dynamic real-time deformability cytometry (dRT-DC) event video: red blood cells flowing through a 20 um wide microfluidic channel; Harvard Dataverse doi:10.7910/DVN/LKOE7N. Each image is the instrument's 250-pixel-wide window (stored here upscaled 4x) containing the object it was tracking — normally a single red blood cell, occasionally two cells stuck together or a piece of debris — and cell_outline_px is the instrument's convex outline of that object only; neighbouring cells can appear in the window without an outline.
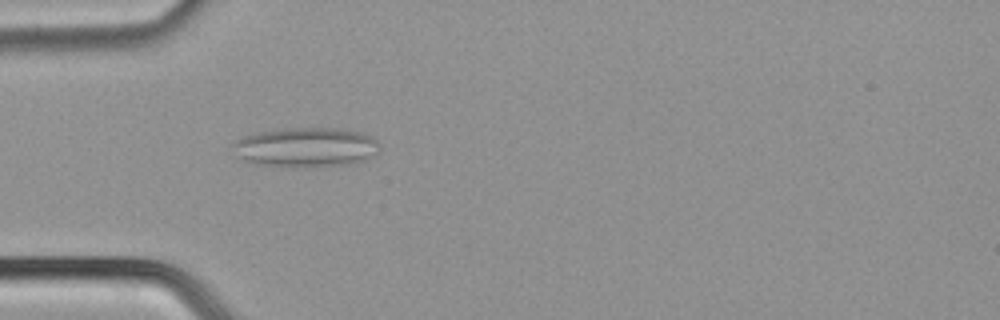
{"species": "common noctule bat (a hibernating species)", "species_latin": "Nyctalus noctula", "temperature_condition": "cold", "stored_images_in_passage": 44, "camera_frame_rate_fps": 3000, "um_per_image_px": 0.085, "animal": {"sex": "male", "body_mass_g": 21.5, "forearm_length_mm": 52.0}, "frame": {"image": 1, "passage_image": 9, "time_ms": 2.667, "image_size_px": [1000, 320], "cell_outline_px": [[380, 152], [364, 160], [348, 164], [308, 168], [304, 168], [256, 164], [244, 160], [236, 156], [232, 144], [236, 140], [244, 136], [260, 132], [288, 128], [344, 128], [360, 132], [372, 136], [380, 144]], "centroid_in_image_um": [26.04, 12.53], "position_along_channel_um": 59.0, "area_um2": 34.28}}
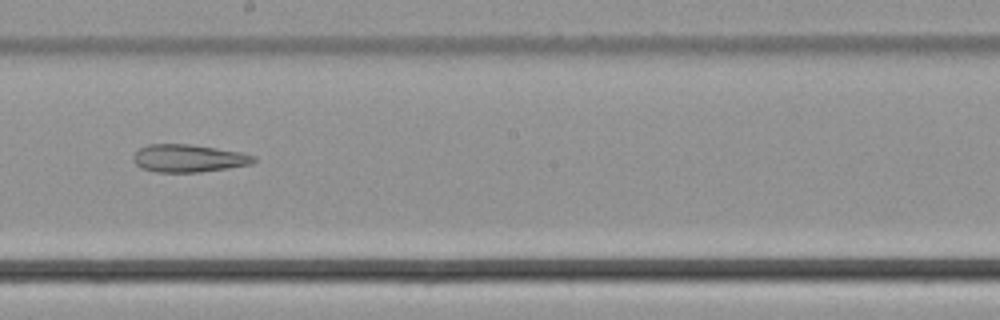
{"frame": {"image": 2, "passage_image": 22, "time_ms": 7.0, "image_size_px": [1000, 320], "cell_outline_px": [[256, 160], [252, 164], [228, 168], [200, 172], [156, 172], [140, 168], [132, 160], [132, 156], [140, 148], [148, 144], [188, 144], [216, 148], [240, 152], [256, 156]], "centroid_in_image_um": [16.01, 13.46], "position_along_channel_um": 232.2, "area_um2": 19.48}}
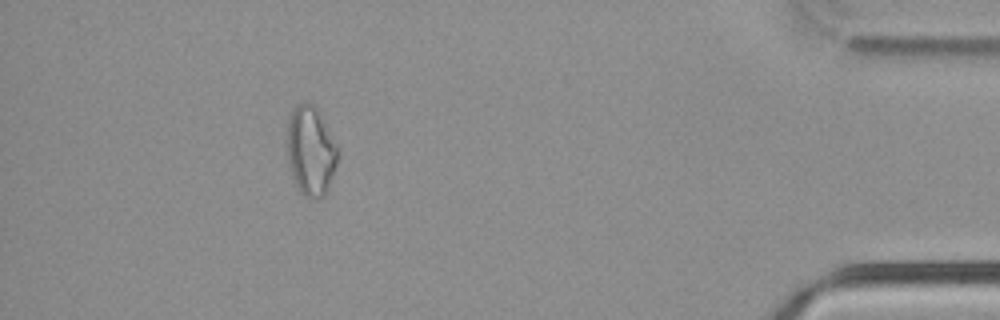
{"frame": {"image": 3, "passage_image": 39, "time_ms": 12.667, "image_size_px": [1000, 320], "cell_outline_px": [[340, 152], [336, 164], [324, 196], [316, 200], [304, 196], [300, 192], [296, 184], [288, 160], [288, 116], [296, 104], [304, 100], [312, 104], [316, 108], [340, 148]], "centroid_in_image_um": [26.43, 12.79], "position_along_channel_um": 408.8, "area_um2": 26.36}}